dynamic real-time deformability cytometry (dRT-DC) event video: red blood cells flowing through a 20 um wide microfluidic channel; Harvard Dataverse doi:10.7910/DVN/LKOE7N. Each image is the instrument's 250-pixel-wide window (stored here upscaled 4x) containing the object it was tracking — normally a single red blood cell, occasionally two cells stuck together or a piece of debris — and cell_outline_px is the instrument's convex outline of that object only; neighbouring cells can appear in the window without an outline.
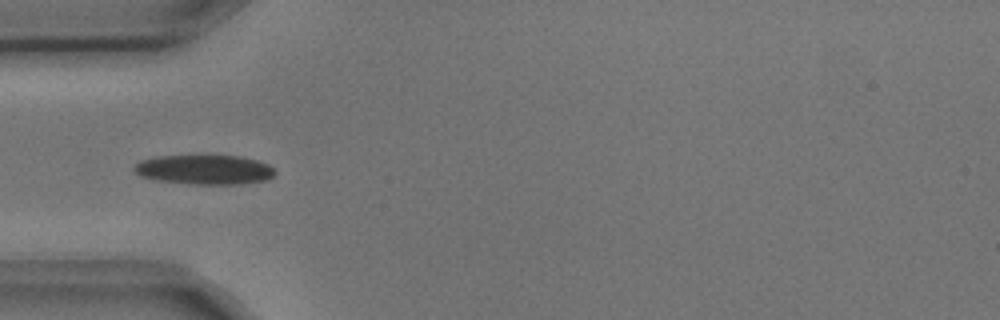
{"species": "common noctule bat (a hibernating species)", "species_latin": "Nyctalus noctula", "temperature_condition": "cold", "stored_images_in_passage": 4, "camera_frame_rate_fps": 3000, "um_per_image_px": 0.085, "animal": {"sex": "male", "body_mass_g": 17.9, "forearm_length_mm": 54.2}, "frame": {"image": 1, "passage_image": 4, "time_ms": 1.0, "image_size_px": [1000, 320], "cell_outline_px": [[276, 172], [268, 180], [236, 184], [188, 184], [160, 180], [140, 176], [132, 168], [140, 160], [156, 156], [240, 156], [256, 160], [268, 164]], "centroid_in_image_um": [17.37, 14.42], "position_along_channel_um": 67.6, "area_um2": 24.1}}